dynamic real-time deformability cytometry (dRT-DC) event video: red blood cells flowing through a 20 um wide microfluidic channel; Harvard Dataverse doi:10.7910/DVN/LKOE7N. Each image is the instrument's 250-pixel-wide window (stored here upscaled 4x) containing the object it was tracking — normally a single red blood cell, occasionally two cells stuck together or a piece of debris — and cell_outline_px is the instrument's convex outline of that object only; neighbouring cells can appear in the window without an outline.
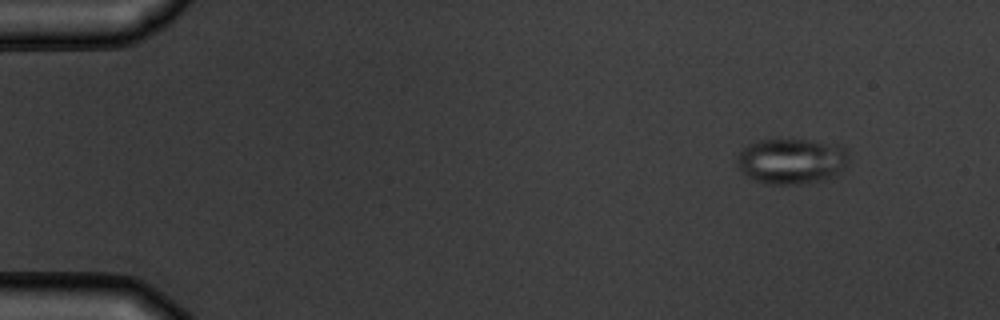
{"species": "common noctule bat (a hibernating species)", "species_latin": "Nyctalus noctula", "temperature_condition": "warm", "stored_images_in_passage": 5, "camera_frame_rate_fps": 3000, "um_per_image_px": 0.085, "animal": {"sex": "male", "body_mass_g": 19.5, "forearm_length_mm": 54.6}, "frame": {"image": 1, "passage_image": 2, "time_ms": 1.0, "image_size_px": [1000, 320], "cell_outline_px": [[848, 164], [840, 172], [828, 180], [800, 184], [764, 184], [752, 180], [744, 176], [736, 164], [736, 156], [748, 144], [764, 140], [808, 140], [844, 144], [848, 152]], "centroid_in_image_um": [67.31, 13.71], "position_along_channel_um": 17.7, "area_um2": 30.4}}